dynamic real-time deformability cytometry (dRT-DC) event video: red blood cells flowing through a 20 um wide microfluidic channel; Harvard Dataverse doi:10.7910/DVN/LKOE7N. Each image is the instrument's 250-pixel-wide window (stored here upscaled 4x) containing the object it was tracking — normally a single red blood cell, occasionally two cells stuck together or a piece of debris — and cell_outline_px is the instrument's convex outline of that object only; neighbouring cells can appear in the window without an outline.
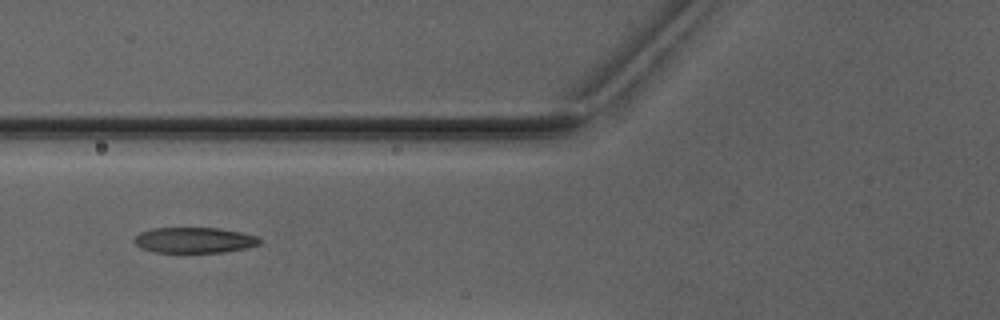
{"species": "Egyptian fruit bat (a non-hibernating species)", "species_latin": "Rousettus aegyptiacus", "temperature_condition": "warm", "stored_images_in_passage": 7, "camera_frame_rate_fps": 3000, "um_per_image_px": 0.085, "animal": {"sex": "male"}, "frame": {"image": 1, "passage_image": 6, "time_ms": 6.667, "image_size_px": [1000, 320], "cell_outline_px": [[260, 244], [248, 248], [220, 252], [152, 252], [140, 248], [132, 240], [140, 232], [152, 228], [220, 228], [240, 232], [256, 236], [260, 240]], "centroid_in_image_um": [16.48, 20.41], "position_along_channel_um": 109.3, "area_um2": 18.73}}
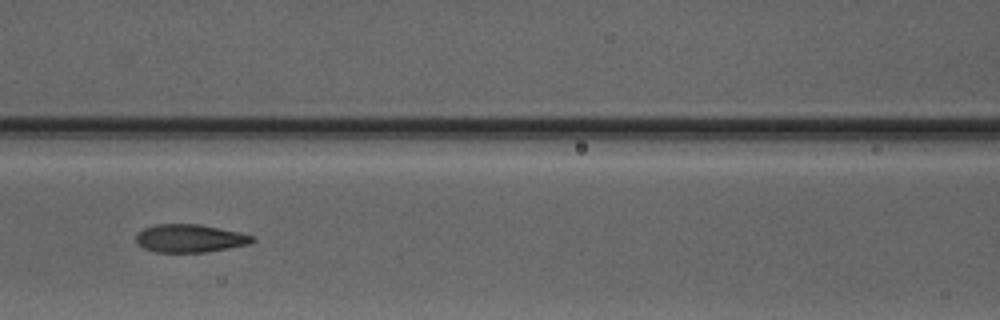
{"frame": {"image": 2, "passage_image": 7, "time_ms": 7.667, "image_size_px": [1000, 320], "cell_outline_px": [[256, 240], [248, 244], [228, 248], [204, 252], [156, 252], [144, 248], [136, 244], [136, 232], [144, 228], [156, 224], [200, 224], [240, 232], [252, 236]], "centroid_in_image_um": [16.1, 20.25], "position_along_channel_um": 150.5, "area_um2": 19.02}}